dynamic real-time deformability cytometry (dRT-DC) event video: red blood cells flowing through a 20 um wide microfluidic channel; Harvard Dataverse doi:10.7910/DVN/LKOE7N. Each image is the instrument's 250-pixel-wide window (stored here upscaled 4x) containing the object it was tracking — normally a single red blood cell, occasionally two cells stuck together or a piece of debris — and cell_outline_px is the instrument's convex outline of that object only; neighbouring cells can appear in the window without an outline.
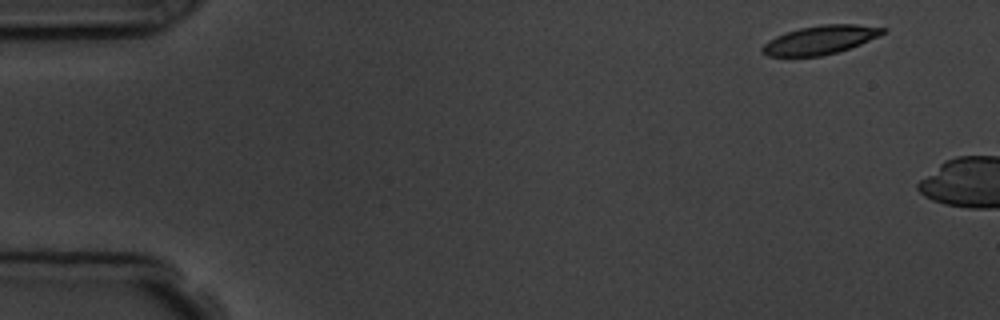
{"species": "common noctule bat (a hibernating species)", "species_latin": "Nyctalus noctula", "temperature_condition": "room temperature", "stored_images_in_passage": 3, "camera_frame_rate_fps": 3000, "um_per_image_px": 0.085, "animal": {"sex": "male", "body_mass_g": 19.5, "forearm_length_mm": 54.6}, "frame": {"image": 1, "passage_image": 1, "time_ms": 0.0, "image_size_px": [1000, 320], "cell_outline_px": [[888, 28], [880, 36], [860, 44], [836, 52], [820, 56], [768, 56], [760, 48], [768, 40], [784, 32], [800, 28], [824, 24], [856, 24]], "centroid_in_image_um": [69.73, 3.38], "position_along_channel_um": 15.3, "area_um2": 20.0}}